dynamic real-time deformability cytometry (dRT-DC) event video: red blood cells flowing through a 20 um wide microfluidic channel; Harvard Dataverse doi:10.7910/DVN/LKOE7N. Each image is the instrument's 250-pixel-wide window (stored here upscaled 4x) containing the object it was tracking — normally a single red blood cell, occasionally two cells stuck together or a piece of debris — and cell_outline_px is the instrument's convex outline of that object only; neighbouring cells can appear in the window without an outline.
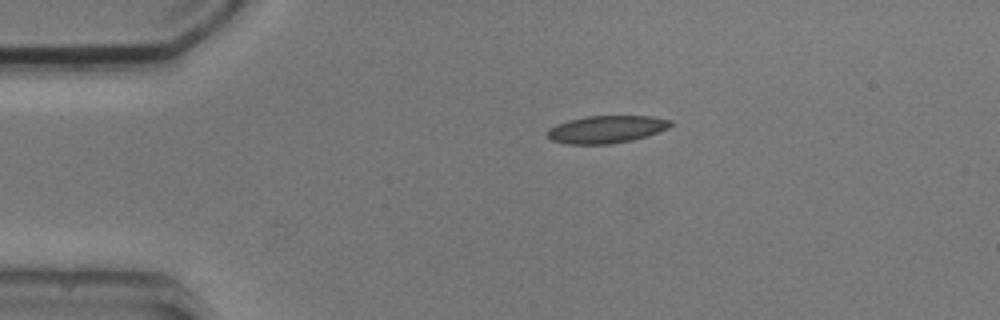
{"species": "common noctule bat (a hibernating species)", "species_latin": "Nyctalus noctula", "temperature_condition": "cold", "stored_images_in_passage": 2, "camera_frame_rate_fps": 3000, "um_per_image_px": 0.085, "animal": {"sex": "male", "body_mass_g": 20.5, "forearm_length_mm": 52.5}, "frame": {"image": 1, "passage_image": 1, "time_ms": 0.0, "image_size_px": [1000, 320], "cell_outline_px": [[676, 124], [668, 128], [632, 140], [612, 144], [568, 144], [552, 140], [548, 136], [548, 128], [556, 124], [568, 120], [588, 116], [652, 116], [672, 120]], "centroid_in_image_um": [51.57, 10.98], "position_along_channel_um": 33.4, "area_um2": 19.71}}